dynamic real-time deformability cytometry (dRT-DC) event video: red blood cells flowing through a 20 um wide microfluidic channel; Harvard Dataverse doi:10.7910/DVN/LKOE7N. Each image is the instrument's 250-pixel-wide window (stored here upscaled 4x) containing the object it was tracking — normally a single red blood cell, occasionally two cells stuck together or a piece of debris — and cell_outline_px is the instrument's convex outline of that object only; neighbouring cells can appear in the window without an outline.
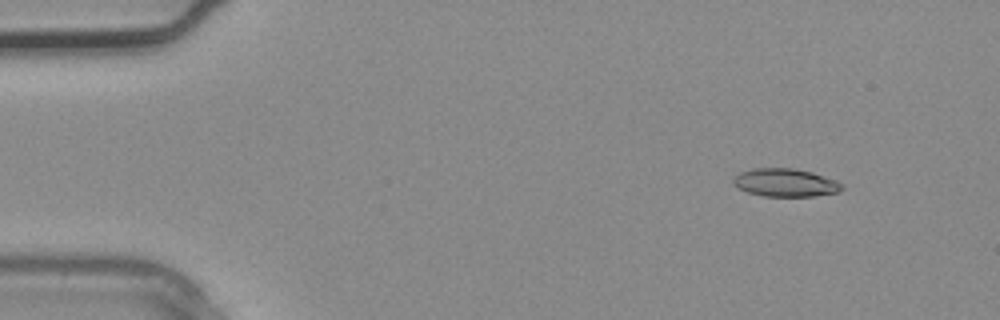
{"species": "common noctule bat (a hibernating species)", "species_latin": "Nyctalus noctula", "temperature_condition": "warm", "stored_images_in_passage": 3, "camera_frame_rate_fps": 3000, "um_per_image_px": 0.085, "animal": {"sex": "male", "body_mass_g": 20.4}, "frame": {"image": 1, "passage_image": 1, "time_ms": 0.0, "image_size_px": [1000, 320], "cell_outline_px": [[844, 188], [840, 192], [816, 196], [764, 196], [748, 192], [732, 184], [732, 180], [740, 172], [752, 168], [792, 168], [812, 172], [836, 180], [844, 184]], "centroid_in_image_um": [66.79, 15.52], "position_along_channel_um": 18.2, "area_um2": 17.86}}